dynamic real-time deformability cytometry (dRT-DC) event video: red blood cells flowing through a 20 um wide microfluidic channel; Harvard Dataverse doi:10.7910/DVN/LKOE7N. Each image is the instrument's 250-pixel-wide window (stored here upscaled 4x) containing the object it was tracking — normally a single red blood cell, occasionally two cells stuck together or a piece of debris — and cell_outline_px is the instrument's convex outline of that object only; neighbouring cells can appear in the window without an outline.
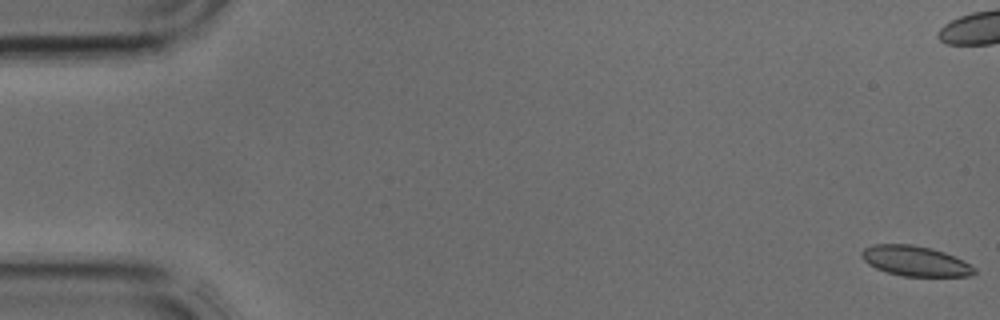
{"species": "common noctule bat (a hibernating species)", "species_latin": "Nyctalus noctula", "temperature_condition": "cold", "stored_images_in_passage": 43, "camera_frame_rate_fps": 3000, "um_per_image_px": 0.085, "animal": {"sex": "male", "body_mass_g": 17.9, "forearm_length_mm": 54.2}, "frame": {"image": 1, "passage_image": 1, "time_ms": 0.0, "image_size_px": [1000, 320], "cell_outline_px": [[976, 272], [972, 276], [904, 276], [888, 272], [876, 268], [868, 264], [860, 256], [860, 252], [864, 248], [872, 244], [912, 244], [932, 248], [944, 252], [976, 268]], "centroid_in_image_um": [77.75, 22.18], "position_along_channel_um": 7.2, "area_um2": 19.71}}
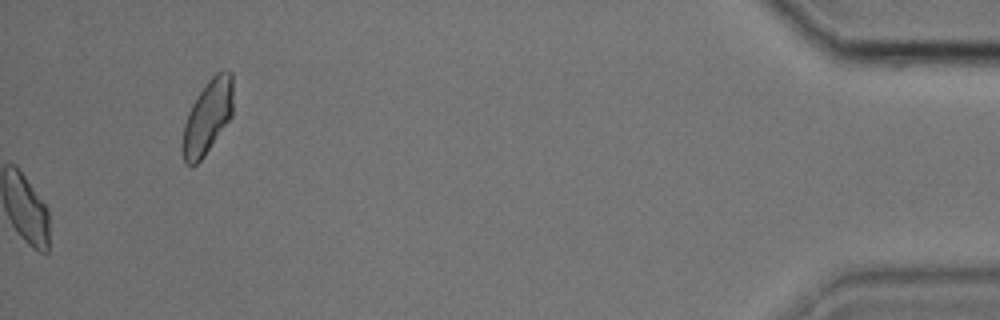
{"frame": {"image": 2, "passage_image": 43, "time_ms": 14.0, "image_size_px": [1000, 320], "cell_outline_px": [[232, 116], [204, 156], [196, 164], [188, 164], [184, 160], [180, 148], [180, 144], [184, 124], [188, 112], [192, 104], [208, 80], [216, 72], [224, 68], [232, 72]], "centroid_in_image_um": [17.63, 9.93], "position_along_channel_um": 417.6, "area_um2": 21.85}}